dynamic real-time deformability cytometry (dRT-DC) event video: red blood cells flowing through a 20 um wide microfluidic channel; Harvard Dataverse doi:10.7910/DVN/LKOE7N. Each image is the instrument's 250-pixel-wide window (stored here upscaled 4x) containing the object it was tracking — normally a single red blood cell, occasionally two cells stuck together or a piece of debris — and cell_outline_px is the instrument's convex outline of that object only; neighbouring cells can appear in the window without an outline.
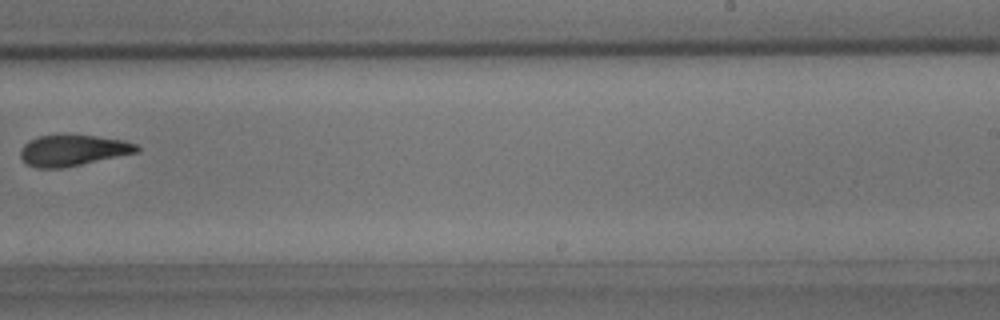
{"species": "common noctule bat (a hibernating species)", "species_latin": "Nyctalus noctula", "temperature_condition": "room temperature", "stored_images_in_passage": 9, "camera_frame_rate_fps": 3000, "um_per_image_px": 0.085, "animal": {"sex": "male", "body_mass_g": 15.6}, "frame": {"image": 1, "passage_image": 9, "time_ms": 9.667, "image_size_px": [1000, 320], "cell_outline_px": [[140, 152], [64, 168], [36, 168], [28, 164], [20, 156], [20, 152], [24, 144], [28, 140], [40, 136], [96, 136], [124, 140], [136, 144], [140, 148]], "centroid_in_image_um": [6.23, 12.8], "position_along_channel_um": 282.8, "area_um2": 20.87}}